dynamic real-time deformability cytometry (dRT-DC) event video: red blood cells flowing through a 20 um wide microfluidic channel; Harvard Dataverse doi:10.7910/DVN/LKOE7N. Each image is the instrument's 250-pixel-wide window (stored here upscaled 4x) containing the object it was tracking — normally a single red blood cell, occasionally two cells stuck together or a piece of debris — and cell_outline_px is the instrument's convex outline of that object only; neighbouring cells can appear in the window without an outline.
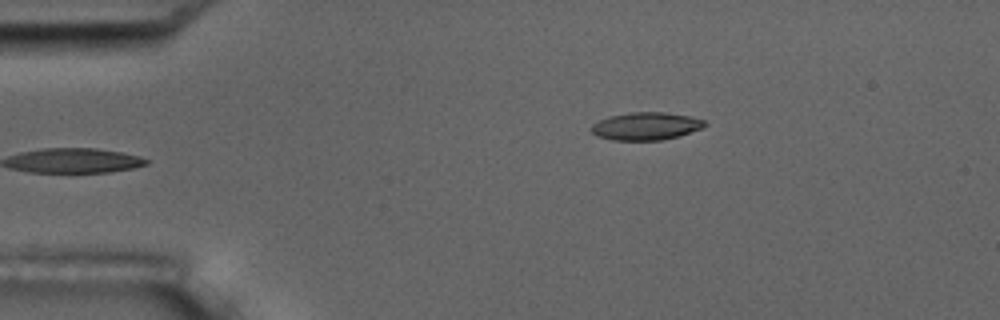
{"species": "common noctule bat (a hibernating species)", "species_latin": "Nyctalus noctula", "temperature_condition": "room temperature", "stored_images_in_passage": 4, "camera_frame_rate_fps": 3000, "um_per_image_px": 0.085, "animal": {"sex": "male", "body_mass_g": 17.5, "forearm_length_mm": 52.3}, "frame": {"image": 1, "passage_image": 4, "time_ms": 3.667, "image_size_px": [1000, 320], "cell_outline_px": [[708, 124], [704, 128], [680, 136], [660, 140], [612, 140], [596, 136], [592, 132], [592, 124], [608, 116], [632, 112], [664, 112], [692, 116], [704, 120]], "centroid_in_image_um": [54.95, 10.72], "position_along_channel_um": 30.0, "area_um2": 18.5}}